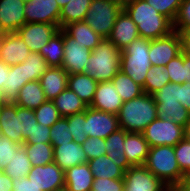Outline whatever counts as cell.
Masks as SVG:
<instances>
[{
  "instance_id": "cell-9",
  "label": "cell",
  "mask_w": 190,
  "mask_h": 191,
  "mask_svg": "<svg viewBox=\"0 0 190 191\" xmlns=\"http://www.w3.org/2000/svg\"><path fill=\"white\" fill-rule=\"evenodd\" d=\"M181 52V38L175 30L164 37L150 40L148 56L152 66L165 67Z\"/></svg>"
},
{
  "instance_id": "cell-61",
  "label": "cell",
  "mask_w": 190,
  "mask_h": 191,
  "mask_svg": "<svg viewBox=\"0 0 190 191\" xmlns=\"http://www.w3.org/2000/svg\"><path fill=\"white\" fill-rule=\"evenodd\" d=\"M69 1L71 0H56L60 8L64 7Z\"/></svg>"
},
{
  "instance_id": "cell-31",
  "label": "cell",
  "mask_w": 190,
  "mask_h": 191,
  "mask_svg": "<svg viewBox=\"0 0 190 191\" xmlns=\"http://www.w3.org/2000/svg\"><path fill=\"white\" fill-rule=\"evenodd\" d=\"M39 54L45 59L50 67L62 66L64 57L63 29L52 36V38L41 48Z\"/></svg>"
},
{
  "instance_id": "cell-44",
  "label": "cell",
  "mask_w": 190,
  "mask_h": 191,
  "mask_svg": "<svg viewBox=\"0 0 190 191\" xmlns=\"http://www.w3.org/2000/svg\"><path fill=\"white\" fill-rule=\"evenodd\" d=\"M159 13L170 19L172 22L178 13L182 0H145Z\"/></svg>"
},
{
  "instance_id": "cell-25",
  "label": "cell",
  "mask_w": 190,
  "mask_h": 191,
  "mask_svg": "<svg viewBox=\"0 0 190 191\" xmlns=\"http://www.w3.org/2000/svg\"><path fill=\"white\" fill-rule=\"evenodd\" d=\"M46 101L47 99L39 80L27 82L12 100L14 104L20 107L32 110L38 108Z\"/></svg>"
},
{
  "instance_id": "cell-34",
  "label": "cell",
  "mask_w": 190,
  "mask_h": 191,
  "mask_svg": "<svg viewBox=\"0 0 190 191\" xmlns=\"http://www.w3.org/2000/svg\"><path fill=\"white\" fill-rule=\"evenodd\" d=\"M22 146L26 150L32 167L54 162V147L51 143L23 144Z\"/></svg>"
},
{
  "instance_id": "cell-45",
  "label": "cell",
  "mask_w": 190,
  "mask_h": 191,
  "mask_svg": "<svg viewBox=\"0 0 190 191\" xmlns=\"http://www.w3.org/2000/svg\"><path fill=\"white\" fill-rule=\"evenodd\" d=\"M170 83L184 84V53L181 52L178 56L173 58L165 67Z\"/></svg>"
},
{
  "instance_id": "cell-62",
  "label": "cell",
  "mask_w": 190,
  "mask_h": 191,
  "mask_svg": "<svg viewBox=\"0 0 190 191\" xmlns=\"http://www.w3.org/2000/svg\"><path fill=\"white\" fill-rule=\"evenodd\" d=\"M163 191H177L174 186H167Z\"/></svg>"
},
{
  "instance_id": "cell-60",
  "label": "cell",
  "mask_w": 190,
  "mask_h": 191,
  "mask_svg": "<svg viewBox=\"0 0 190 191\" xmlns=\"http://www.w3.org/2000/svg\"><path fill=\"white\" fill-rule=\"evenodd\" d=\"M108 1H113L119 4L120 6L124 7L129 0H108Z\"/></svg>"
},
{
  "instance_id": "cell-39",
  "label": "cell",
  "mask_w": 190,
  "mask_h": 191,
  "mask_svg": "<svg viewBox=\"0 0 190 191\" xmlns=\"http://www.w3.org/2000/svg\"><path fill=\"white\" fill-rule=\"evenodd\" d=\"M34 113L37 123L47 127H51L61 118V115L59 114L58 109L55 107L54 102L50 100H47L38 108L34 109Z\"/></svg>"
},
{
  "instance_id": "cell-22",
  "label": "cell",
  "mask_w": 190,
  "mask_h": 191,
  "mask_svg": "<svg viewBox=\"0 0 190 191\" xmlns=\"http://www.w3.org/2000/svg\"><path fill=\"white\" fill-rule=\"evenodd\" d=\"M123 146L125 156L131 166L145 164L150 147L142 133L127 132Z\"/></svg>"
},
{
  "instance_id": "cell-1",
  "label": "cell",
  "mask_w": 190,
  "mask_h": 191,
  "mask_svg": "<svg viewBox=\"0 0 190 191\" xmlns=\"http://www.w3.org/2000/svg\"><path fill=\"white\" fill-rule=\"evenodd\" d=\"M123 10L137 25L140 37L153 40L174 31L173 22L145 0H129Z\"/></svg>"
},
{
  "instance_id": "cell-5",
  "label": "cell",
  "mask_w": 190,
  "mask_h": 191,
  "mask_svg": "<svg viewBox=\"0 0 190 191\" xmlns=\"http://www.w3.org/2000/svg\"><path fill=\"white\" fill-rule=\"evenodd\" d=\"M144 166L167 186L175 187L185 176L178 166L173 146L150 147Z\"/></svg>"
},
{
  "instance_id": "cell-3",
  "label": "cell",
  "mask_w": 190,
  "mask_h": 191,
  "mask_svg": "<svg viewBox=\"0 0 190 191\" xmlns=\"http://www.w3.org/2000/svg\"><path fill=\"white\" fill-rule=\"evenodd\" d=\"M121 50L108 39H103L91 52L85 74L95 81H110L120 71Z\"/></svg>"
},
{
  "instance_id": "cell-47",
  "label": "cell",
  "mask_w": 190,
  "mask_h": 191,
  "mask_svg": "<svg viewBox=\"0 0 190 191\" xmlns=\"http://www.w3.org/2000/svg\"><path fill=\"white\" fill-rule=\"evenodd\" d=\"M82 147L86 153L88 161L107 154L105 149V139L103 138L87 137V139L82 144Z\"/></svg>"
},
{
  "instance_id": "cell-13",
  "label": "cell",
  "mask_w": 190,
  "mask_h": 191,
  "mask_svg": "<svg viewBox=\"0 0 190 191\" xmlns=\"http://www.w3.org/2000/svg\"><path fill=\"white\" fill-rule=\"evenodd\" d=\"M27 178L42 191H58L65 188L64 171L54 162L32 167Z\"/></svg>"
},
{
  "instance_id": "cell-21",
  "label": "cell",
  "mask_w": 190,
  "mask_h": 191,
  "mask_svg": "<svg viewBox=\"0 0 190 191\" xmlns=\"http://www.w3.org/2000/svg\"><path fill=\"white\" fill-rule=\"evenodd\" d=\"M69 73L61 66L49 67L39 79L47 100H54L67 88Z\"/></svg>"
},
{
  "instance_id": "cell-51",
  "label": "cell",
  "mask_w": 190,
  "mask_h": 191,
  "mask_svg": "<svg viewBox=\"0 0 190 191\" xmlns=\"http://www.w3.org/2000/svg\"><path fill=\"white\" fill-rule=\"evenodd\" d=\"M12 191H42L27 176L20 179H12Z\"/></svg>"
},
{
  "instance_id": "cell-7",
  "label": "cell",
  "mask_w": 190,
  "mask_h": 191,
  "mask_svg": "<svg viewBox=\"0 0 190 191\" xmlns=\"http://www.w3.org/2000/svg\"><path fill=\"white\" fill-rule=\"evenodd\" d=\"M122 10L123 7L113 1L92 0L84 21L102 38L108 39Z\"/></svg>"
},
{
  "instance_id": "cell-24",
  "label": "cell",
  "mask_w": 190,
  "mask_h": 191,
  "mask_svg": "<svg viewBox=\"0 0 190 191\" xmlns=\"http://www.w3.org/2000/svg\"><path fill=\"white\" fill-rule=\"evenodd\" d=\"M65 189L68 191H90L94 181L88 163L75 165L64 172Z\"/></svg>"
},
{
  "instance_id": "cell-27",
  "label": "cell",
  "mask_w": 190,
  "mask_h": 191,
  "mask_svg": "<svg viewBox=\"0 0 190 191\" xmlns=\"http://www.w3.org/2000/svg\"><path fill=\"white\" fill-rule=\"evenodd\" d=\"M63 30L78 43L89 48L91 51L104 39L85 21L70 23L66 25Z\"/></svg>"
},
{
  "instance_id": "cell-36",
  "label": "cell",
  "mask_w": 190,
  "mask_h": 191,
  "mask_svg": "<svg viewBox=\"0 0 190 191\" xmlns=\"http://www.w3.org/2000/svg\"><path fill=\"white\" fill-rule=\"evenodd\" d=\"M32 165L25 148L21 145L9 164L6 166L5 172L11 179H20L21 177L27 176L31 170Z\"/></svg>"
},
{
  "instance_id": "cell-35",
  "label": "cell",
  "mask_w": 190,
  "mask_h": 191,
  "mask_svg": "<svg viewBox=\"0 0 190 191\" xmlns=\"http://www.w3.org/2000/svg\"><path fill=\"white\" fill-rule=\"evenodd\" d=\"M112 82L123 102L130 101L144 93L143 87L135 83L122 71H119L112 78Z\"/></svg>"
},
{
  "instance_id": "cell-28",
  "label": "cell",
  "mask_w": 190,
  "mask_h": 191,
  "mask_svg": "<svg viewBox=\"0 0 190 191\" xmlns=\"http://www.w3.org/2000/svg\"><path fill=\"white\" fill-rule=\"evenodd\" d=\"M98 82L85 73L69 74L67 87L76 93L87 106H90L95 95Z\"/></svg>"
},
{
  "instance_id": "cell-29",
  "label": "cell",
  "mask_w": 190,
  "mask_h": 191,
  "mask_svg": "<svg viewBox=\"0 0 190 191\" xmlns=\"http://www.w3.org/2000/svg\"><path fill=\"white\" fill-rule=\"evenodd\" d=\"M52 101L54 102L55 107L58 109L61 117L78 114L84 112L88 108L86 103L68 87Z\"/></svg>"
},
{
  "instance_id": "cell-14",
  "label": "cell",
  "mask_w": 190,
  "mask_h": 191,
  "mask_svg": "<svg viewBox=\"0 0 190 191\" xmlns=\"http://www.w3.org/2000/svg\"><path fill=\"white\" fill-rule=\"evenodd\" d=\"M59 27L48 23H25L16 32L31 52L39 53L41 48L59 31Z\"/></svg>"
},
{
  "instance_id": "cell-57",
  "label": "cell",
  "mask_w": 190,
  "mask_h": 191,
  "mask_svg": "<svg viewBox=\"0 0 190 191\" xmlns=\"http://www.w3.org/2000/svg\"><path fill=\"white\" fill-rule=\"evenodd\" d=\"M184 78L185 82H190V55L184 54Z\"/></svg>"
},
{
  "instance_id": "cell-53",
  "label": "cell",
  "mask_w": 190,
  "mask_h": 191,
  "mask_svg": "<svg viewBox=\"0 0 190 191\" xmlns=\"http://www.w3.org/2000/svg\"><path fill=\"white\" fill-rule=\"evenodd\" d=\"M174 30L180 35L182 52L190 55V28Z\"/></svg>"
},
{
  "instance_id": "cell-40",
  "label": "cell",
  "mask_w": 190,
  "mask_h": 191,
  "mask_svg": "<svg viewBox=\"0 0 190 191\" xmlns=\"http://www.w3.org/2000/svg\"><path fill=\"white\" fill-rule=\"evenodd\" d=\"M50 138L53 147L73 141V137L65 117H61L50 127Z\"/></svg>"
},
{
  "instance_id": "cell-16",
  "label": "cell",
  "mask_w": 190,
  "mask_h": 191,
  "mask_svg": "<svg viewBox=\"0 0 190 191\" xmlns=\"http://www.w3.org/2000/svg\"><path fill=\"white\" fill-rule=\"evenodd\" d=\"M31 51L17 32H7L0 36V60L13 66L23 63Z\"/></svg>"
},
{
  "instance_id": "cell-6",
  "label": "cell",
  "mask_w": 190,
  "mask_h": 191,
  "mask_svg": "<svg viewBox=\"0 0 190 191\" xmlns=\"http://www.w3.org/2000/svg\"><path fill=\"white\" fill-rule=\"evenodd\" d=\"M157 104L158 117L167 118L182 127L190 120V111L179 102L180 84L167 83L152 94Z\"/></svg>"
},
{
  "instance_id": "cell-37",
  "label": "cell",
  "mask_w": 190,
  "mask_h": 191,
  "mask_svg": "<svg viewBox=\"0 0 190 191\" xmlns=\"http://www.w3.org/2000/svg\"><path fill=\"white\" fill-rule=\"evenodd\" d=\"M167 83H170L167 70L161 66H151L146 74L143 91L152 95Z\"/></svg>"
},
{
  "instance_id": "cell-18",
  "label": "cell",
  "mask_w": 190,
  "mask_h": 191,
  "mask_svg": "<svg viewBox=\"0 0 190 191\" xmlns=\"http://www.w3.org/2000/svg\"><path fill=\"white\" fill-rule=\"evenodd\" d=\"M118 93L112 80L99 82L90 107L117 115L123 105V101Z\"/></svg>"
},
{
  "instance_id": "cell-12",
  "label": "cell",
  "mask_w": 190,
  "mask_h": 191,
  "mask_svg": "<svg viewBox=\"0 0 190 191\" xmlns=\"http://www.w3.org/2000/svg\"><path fill=\"white\" fill-rule=\"evenodd\" d=\"M119 129L118 116L90 106L86 109V136L107 138Z\"/></svg>"
},
{
  "instance_id": "cell-19",
  "label": "cell",
  "mask_w": 190,
  "mask_h": 191,
  "mask_svg": "<svg viewBox=\"0 0 190 191\" xmlns=\"http://www.w3.org/2000/svg\"><path fill=\"white\" fill-rule=\"evenodd\" d=\"M139 37V31L131 17L122 10L118 15L108 40L123 50Z\"/></svg>"
},
{
  "instance_id": "cell-33",
  "label": "cell",
  "mask_w": 190,
  "mask_h": 191,
  "mask_svg": "<svg viewBox=\"0 0 190 191\" xmlns=\"http://www.w3.org/2000/svg\"><path fill=\"white\" fill-rule=\"evenodd\" d=\"M27 83L26 64L20 63L10 66L9 73H7L6 84L3 90L12 101L18 94L19 90Z\"/></svg>"
},
{
  "instance_id": "cell-10",
  "label": "cell",
  "mask_w": 190,
  "mask_h": 191,
  "mask_svg": "<svg viewBox=\"0 0 190 191\" xmlns=\"http://www.w3.org/2000/svg\"><path fill=\"white\" fill-rule=\"evenodd\" d=\"M64 57L62 68L69 74L85 73V66L89 64L91 50L78 43L63 30Z\"/></svg>"
},
{
  "instance_id": "cell-43",
  "label": "cell",
  "mask_w": 190,
  "mask_h": 191,
  "mask_svg": "<svg viewBox=\"0 0 190 191\" xmlns=\"http://www.w3.org/2000/svg\"><path fill=\"white\" fill-rule=\"evenodd\" d=\"M178 166L184 175H190V142L186 139L174 146Z\"/></svg>"
},
{
  "instance_id": "cell-30",
  "label": "cell",
  "mask_w": 190,
  "mask_h": 191,
  "mask_svg": "<svg viewBox=\"0 0 190 191\" xmlns=\"http://www.w3.org/2000/svg\"><path fill=\"white\" fill-rule=\"evenodd\" d=\"M93 178L123 179L125 171L114 164L107 156L102 155L87 162Z\"/></svg>"
},
{
  "instance_id": "cell-4",
  "label": "cell",
  "mask_w": 190,
  "mask_h": 191,
  "mask_svg": "<svg viewBox=\"0 0 190 191\" xmlns=\"http://www.w3.org/2000/svg\"><path fill=\"white\" fill-rule=\"evenodd\" d=\"M150 39L138 37L121 50L120 71L144 88L147 71L152 66L149 59Z\"/></svg>"
},
{
  "instance_id": "cell-52",
  "label": "cell",
  "mask_w": 190,
  "mask_h": 191,
  "mask_svg": "<svg viewBox=\"0 0 190 191\" xmlns=\"http://www.w3.org/2000/svg\"><path fill=\"white\" fill-rule=\"evenodd\" d=\"M179 102L190 111V82L180 84Z\"/></svg>"
},
{
  "instance_id": "cell-63",
  "label": "cell",
  "mask_w": 190,
  "mask_h": 191,
  "mask_svg": "<svg viewBox=\"0 0 190 191\" xmlns=\"http://www.w3.org/2000/svg\"><path fill=\"white\" fill-rule=\"evenodd\" d=\"M58 191H68V190L64 188V189H61V190H58Z\"/></svg>"
},
{
  "instance_id": "cell-55",
  "label": "cell",
  "mask_w": 190,
  "mask_h": 191,
  "mask_svg": "<svg viewBox=\"0 0 190 191\" xmlns=\"http://www.w3.org/2000/svg\"><path fill=\"white\" fill-rule=\"evenodd\" d=\"M10 66L6 65L2 60H0V88L6 84L7 73H9Z\"/></svg>"
},
{
  "instance_id": "cell-48",
  "label": "cell",
  "mask_w": 190,
  "mask_h": 191,
  "mask_svg": "<svg viewBox=\"0 0 190 191\" xmlns=\"http://www.w3.org/2000/svg\"><path fill=\"white\" fill-rule=\"evenodd\" d=\"M91 190L124 191L123 179L94 178Z\"/></svg>"
},
{
  "instance_id": "cell-23",
  "label": "cell",
  "mask_w": 190,
  "mask_h": 191,
  "mask_svg": "<svg viewBox=\"0 0 190 191\" xmlns=\"http://www.w3.org/2000/svg\"><path fill=\"white\" fill-rule=\"evenodd\" d=\"M0 135L9 138L17 144H24L22 132H19L18 105L12 101L0 108Z\"/></svg>"
},
{
  "instance_id": "cell-50",
  "label": "cell",
  "mask_w": 190,
  "mask_h": 191,
  "mask_svg": "<svg viewBox=\"0 0 190 191\" xmlns=\"http://www.w3.org/2000/svg\"><path fill=\"white\" fill-rule=\"evenodd\" d=\"M51 143L50 127L35 123L32 135L28 136L24 144Z\"/></svg>"
},
{
  "instance_id": "cell-2",
  "label": "cell",
  "mask_w": 190,
  "mask_h": 191,
  "mask_svg": "<svg viewBox=\"0 0 190 191\" xmlns=\"http://www.w3.org/2000/svg\"><path fill=\"white\" fill-rule=\"evenodd\" d=\"M118 116L119 128L126 132L142 133L158 117L153 95L143 93L137 98L123 102Z\"/></svg>"
},
{
  "instance_id": "cell-8",
  "label": "cell",
  "mask_w": 190,
  "mask_h": 191,
  "mask_svg": "<svg viewBox=\"0 0 190 191\" xmlns=\"http://www.w3.org/2000/svg\"><path fill=\"white\" fill-rule=\"evenodd\" d=\"M149 147L175 146L185 139L184 127L167 118L157 117L142 132Z\"/></svg>"
},
{
  "instance_id": "cell-20",
  "label": "cell",
  "mask_w": 190,
  "mask_h": 191,
  "mask_svg": "<svg viewBox=\"0 0 190 191\" xmlns=\"http://www.w3.org/2000/svg\"><path fill=\"white\" fill-rule=\"evenodd\" d=\"M53 155L54 163L57 164L64 172L75 165L85 164L88 162L82 145L78 144L74 140L55 146Z\"/></svg>"
},
{
  "instance_id": "cell-15",
  "label": "cell",
  "mask_w": 190,
  "mask_h": 191,
  "mask_svg": "<svg viewBox=\"0 0 190 191\" xmlns=\"http://www.w3.org/2000/svg\"><path fill=\"white\" fill-rule=\"evenodd\" d=\"M24 8L26 23H48L59 27L61 8L56 0H30Z\"/></svg>"
},
{
  "instance_id": "cell-56",
  "label": "cell",
  "mask_w": 190,
  "mask_h": 191,
  "mask_svg": "<svg viewBox=\"0 0 190 191\" xmlns=\"http://www.w3.org/2000/svg\"><path fill=\"white\" fill-rule=\"evenodd\" d=\"M175 188L177 191H190V175H185Z\"/></svg>"
},
{
  "instance_id": "cell-41",
  "label": "cell",
  "mask_w": 190,
  "mask_h": 191,
  "mask_svg": "<svg viewBox=\"0 0 190 191\" xmlns=\"http://www.w3.org/2000/svg\"><path fill=\"white\" fill-rule=\"evenodd\" d=\"M68 121L73 140L78 144H83L86 136V110L84 112L65 117Z\"/></svg>"
},
{
  "instance_id": "cell-49",
  "label": "cell",
  "mask_w": 190,
  "mask_h": 191,
  "mask_svg": "<svg viewBox=\"0 0 190 191\" xmlns=\"http://www.w3.org/2000/svg\"><path fill=\"white\" fill-rule=\"evenodd\" d=\"M174 29L190 28V0H182L178 13L173 21Z\"/></svg>"
},
{
  "instance_id": "cell-17",
  "label": "cell",
  "mask_w": 190,
  "mask_h": 191,
  "mask_svg": "<svg viewBox=\"0 0 190 191\" xmlns=\"http://www.w3.org/2000/svg\"><path fill=\"white\" fill-rule=\"evenodd\" d=\"M23 0H0V29L3 33L16 32L25 23Z\"/></svg>"
},
{
  "instance_id": "cell-38",
  "label": "cell",
  "mask_w": 190,
  "mask_h": 191,
  "mask_svg": "<svg viewBox=\"0 0 190 191\" xmlns=\"http://www.w3.org/2000/svg\"><path fill=\"white\" fill-rule=\"evenodd\" d=\"M23 63L26 64L27 82L39 80L50 67L45 59L35 52H31Z\"/></svg>"
},
{
  "instance_id": "cell-58",
  "label": "cell",
  "mask_w": 190,
  "mask_h": 191,
  "mask_svg": "<svg viewBox=\"0 0 190 191\" xmlns=\"http://www.w3.org/2000/svg\"><path fill=\"white\" fill-rule=\"evenodd\" d=\"M10 102V98L6 95L4 90L0 88V108L5 105H8Z\"/></svg>"
},
{
  "instance_id": "cell-32",
  "label": "cell",
  "mask_w": 190,
  "mask_h": 191,
  "mask_svg": "<svg viewBox=\"0 0 190 191\" xmlns=\"http://www.w3.org/2000/svg\"><path fill=\"white\" fill-rule=\"evenodd\" d=\"M92 0H71L61 8L59 28L63 29L66 25L84 21L88 8Z\"/></svg>"
},
{
  "instance_id": "cell-54",
  "label": "cell",
  "mask_w": 190,
  "mask_h": 191,
  "mask_svg": "<svg viewBox=\"0 0 190 191\" xmlns=\"http://www.w3.org/2000/svg\"><path fill=\"white\" fill-rule=\"evenodd\" d=\"M12 179L0 170V191H12Z\"/></svg>"
},
{
  "instance_id": "cell-46",
  "label": "cell",
  "mask_w": 190,
  "mask_h": 191,
  "mask_svg": "<svg viewBox=\"0 0 190 191\" xmlns=\"http://www.w3.org/2000/svg\"><path fill=\"white\" fill-rule=\"evenodd\" d=\"M20 146V144H17L9 138L0 135V170H5L6 166L10 161H12L15 152Z\"/></svg>"
},
{
  "instance_id": "cell-59",
  "label": "cell",
  "mask_w": 190,
  "mask_h": 191,
  "mask_svg": "<svg viewBox=\"0 0 190 191\" xmlns=\"http://www.w3.org/2000/svg\"><path fill=\"white\" fill-rule=\"evenodd\" d=\"M185 132V139L190 142V120L187 122L186 126L184 127Z\"/></svg>"
},
{
  "instance_id": "cell-26",
  "label": "cell",
  "mask_w": 190,
  "mask_h": 191,
  "mask_svg": "<svg viewBox=\"0 0 190 191\" xmlns=\"http://www.w3.org/2000/svg\"><path fill=\"white\" fill-rule=\"evenodd\" d=\"M126 131L122 128L117 129L105 138V149L107 156L113 161L114 164L121 167L124 171L129 169L131 165L128 163L124 153V141Z\"/></svg>"
},
{
  "instance_id": "cell-11",
  "label": "cell",
  "mask_w": 190,
  "mask_h": 191,
  "mask_svg": "<svg viewBox=\"0 0 190 191\" xmlns=\"http://www.w3.org/2000/svg\"><path fill=\"white\" fill-rule=\"evenodd\" d=\"M124 191H163L165 185L144 165L131 166L124 173Z\"/></svg>"
},
{
  "instance_id": "cell-42",
  "label": "cell",
  "mask_w": 190,
  "mask_h": 191,
  "mask_svg": "<svg viewBox=\"0 0 190 191\" xmlns=\"http://www.w3.org/2000/svg\"><path fill=\"white\" fill-rule=\"evenodd\" d=\"M37 123L34 110L18 106V124L19 132H22V137L25 139L32 135Z\"/></svg>"
}]
</instances>
